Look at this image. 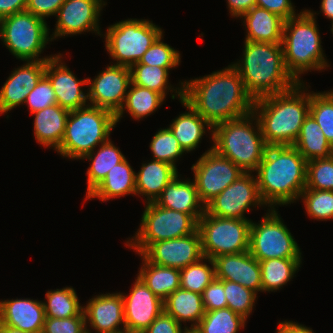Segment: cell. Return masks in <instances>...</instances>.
<instances>
[{
	"instance_id": "6",
	"label": "cell",
	"mask_w": 333,
	"mask_h": 333,
	"mask_svg": "<svg viewBox=\"0 0 333 333\" xmlns=\"http://www.w3.org/2000/svg\"><path fill=\"white\" fill-rule=\"evenodd\" d=\"M212 149L237 165L245 173L258 169L268 147L259 120L253 112L215 125Z\"/></svg>"
},
{
	"instance_id": "51",
	"label": "cell",
	"mask_w": 333,
	"mask_h": 333,
	"mask_svg": "<svg viewBox=\"0 0 333 333\" xmlns=\"http://www.w3.org/2000/svg\"><path fill=\"white\" fill-rule=\"evenodd\" d=\"M256 6L278 15L285 21L298 15L291 0H256Z\"/></svg>"
},
{
	"instance_id": "8",
	"label": "cell",
	"mask_w": 333,
	"mask_h": 333,
	"mask_svg": "<svg viewBox=\"0 0 333 333\" xmlns=\"http://www.w3.org/2000/svg\"><path fill=\"white\" fill-rule=\"evenodd\" d=\"M145 205L139 229L125 244L138 254H141L152 243L183 237L198 230V220L202 216H190L180 211L164 208L155 201Z\"/></svg>"
},
{
	"instance_id": "18",
	"label": "cell",
	"mask_w": 333,
	"mask_h": 333,
	"mask_svg": "<svg viewBox=\"0 0 333 333\" xmlns=\"http://www.w3.org/2000/svg\"><path fill=\"white\" fill-rule=\"evenodd\" d=\"M121 295L128 333H143L164 311L163 300L156 296L138 276L129 294L121 293Z\"/></svg>"
},
{
	"instance_id": "39",
	"label": "cell",
	"mask_w": 333,
	"mask_h": 333,
	"mask_svg": "<svg viewBox=\"0 0 333 333\" xmlns=\"http://www.w3.org/2000/svg\"><path fill=\"white\" fill-rule=\"evenodd\" d=\"M215 278L213 259L202 257L199 261L180 270V288L202 294Z\"/></svg>"
},
{
	"instance_id": "34",
	"label": "cell",
	"mask_w": 333,
	"mask_h": 333,
	"mask_svg": "<svg viewBox=\"0 0 333 333\" xmlns=\"http://www.w3.org/2000/svg\"><path fill=\"white\" fill-rule=\"evenodd\" d=\"M164 100L165 98L160 93L131 82L127 90L124 104L115 115L116 123L121 120L125 113L124 111H128L127 113H129L133 119H136V121L143 120L144 117L146 118L156 112L163 104Z\"/></svg>"
},
{
	"instance_id": "14",
	"label": "cell",
	"mask_w": 333,
	"mask_h": 333,
	"mask_svg": "<svg viewBox=\"0 0 333 333\" xmlns=\"http://www.w3.org/2000/svg\"><path fill=\"white\" fill-rule=\"evenodd\" d=\"M244 173L205 205L207 214L222 217L248 219L244 214L251 207H262L266 204L259 193L256 175Z\"/></svg>"
},
{
	"instance_id": "16",
	"label": "cell",
	"mask_w": 333,
	"mask_h": 333,
	"mask_svg": "<svg viewBox=\"0 0 333 333\" xmlns=\"http://www.w3.org/2000/svg\"><path fill=\"white\" fill-rule=\"evenodd\" d=\"M106 4L104 0H66L55 15L57 21L51 40L89 31L102 37L99 17Z\"/></svg>"
},
{
	"instance_id": "28",
	"label": "cell",
	"mask_w": 333,
	"mask_h": 333,
	"mask_svg": "<svg viewBox=\"0 0 333 333\" xmlns=\"http://www.w3.org/2000/svg\"><path fill=\"white\" fill-rule=\"evenodd\" d=\"M181 104L188 109V112L179 114L169 125L175 138L179 141L182 149L189 153L198 148L202 137L206 131L210 130L212 135V126L183 98ZM207 129H206V128Z\"/></svg>"
},
{
	"instance_id": "45",
	"label": "cell",
	"mask_w": 333,
	"mask_h": 333,
	"mask_svg": "<svg viewBox=\"0 0 333 333\" xmlns=\"http://www.w3.org/2000/svg\"><path fill=\"white\" fill-rule=\"evenodd\" d=\"M163 33L155 40L140 59V64L159 66L171 70L180 65L181 54L163 42Z\"/></svg>"
},
{
	"instance_id": "43",
	"label": "cell",
	"mask_w": 333,
	"mask_h": 333,
	"mask_svg": "<svg viewBox=\"0 0 333 333\" xmlns=\"http://www.w3.org/2000/svg\"><path fill=\"white\" fill-rule=\"evenodd\" d=\"M227 308L247 320L255 306L257 293L239 283L224 280Z\"/></svg>"
},
{
	"instance_id": "27",
	"label": "cell",
	"mask_w": 333,
	"mask_h": 333,
	"mask_svg": "<svg viewBox=\"0 0 333 333\" xmlns=\"http://www.w3.org/2000/svg\"><path fill=\"white\" fill-rule=\"evenodd\" d=\"M151 160L142 163L135 177L136 195L145 197V203L154 202L162 194L163 189L179 174L177 168L171 164Z\"/></svg>"
},
{
	"instance_id": "10",
	"label": "cell",
	"mask_w": 333,
	"mask_h": 333,
	"mask_svg": "<svg viewBox=\"0 0 333 333\" xmlns=\"http://www.w3.org/2000/svg\"><path fill=\"white\" fill-rule=\"evenodd\" d=\"M162 33L161 27L148 19L128 18L109 25L102 36L107 53L117 61L112 64L131 67Z\"/></svg>"
},
{
	"instance_id": "2",
	"label": "cell",
	"mask_w": 333,
	"mask_h": 333,
	"mask_svg": "<svg viewBox=\"0 0 333 333\" xmlns=\"http://www.w3.org/2000/svg\"><path fill=\"white\" fill-rule=\"evenodd\" d=\"M255 173L262 201L275 209L299 201L306 186L307 161L293 145L268 146Z\"/></svg>"
},
{
	"instance_id": "58",
	"label": "cell",
	"mask_w": 333,
	"mask_h": 333,
	"mask_svg": "<svg viewBox=\"0 0 333 333\" xmlns=\"http://www.w3.org/2000/svg\"><path fill=\"white\" fill-rule=\"evenodd\" d=\"M331 25H332V28H331V33H332V35H333V22L331 23Z\"/></svg>"
},
{
	"instance_id": "17",
	"label": "cell",
	"mask_w": 333,
	"mask_h": 333,
	"mask_svg": "<svg viewBox=\"0 0 333 333\" xmlns=\"http://www.w3.org/2000/svg\"><path fill=\"white\" fill-rule=\"evenodd\" d=\"M141 255L153 264L181 270L204 257L200 232L152 243Z\"/></svg>"
},
{
	"instance_id": "53",
	"label": "cell",
	"mask_w": 333,
	"mask_h": 333,
	"mask_svg": "<svg viewBox=\"0 0 333 333\" xmlns=\"http://www.w3.org/2000/svg\"><path fill=\"white\" fill-rule=\"evenodd\" d=\"M231 17L240 18L256 6V0H226Z\"/></svg>"
},
{
	"instance_id": "19",
	"label": "cell",
	"mask_w": 333,
	"mask_h": 333,
	"mask_svg": "<svg viewBox=\"0 0 333 333\" xmlns=\"http://www.w3.org/2000/svg\"><path fill=\"white\" fill-rule=\"evenodd\" d=\"M62 59L63 55L55 54L46 60L45 67V76L53 87L57 104L69 111L88 106V91H83L82 88L88 86V79H78Z\"/></svg>"
},
{
	"instance_id": "57",
	"label": "cell",
	"mask_w": 333,
	"mask_h": 333,
	"mask_svg": "<svg viewBox=\"0 0 333 333\" xmlns=\"http://www.w3.org/2000/svg\"><path fill=\"white\" fill-rule=\"evenodd\" d=\"M184 333H197L194 329H187Z\"/></svg>"
},
{
	"instance_id": "26",
	"label": "cell",
	"mask_w": 333,
	"mask_h": 333,
	"mask_svg": "<svg viewBox=\"0 0 333 333\" xmlns=\"http://www.w3.org/2000/svg\"><path fill=\"white\" fill-rule=\"evenodd\" d=\"M241 18L246 30L245 41L282 43L283 18L258 6L244 13Z\"/></svg>"
},
{
	"instance_id": "4",
	"label": "cell",
	"mask_w": 333,
	"mask_h": 333,
	"mask_svg": "<svg viewBox=\"0 0 333 333\" xmlns=\"http://www.w3.org/2000/svg\"><path fill=\"white\" fill-rule=\"evenodd\" d=\"M242 56L231 65L254 100L288 91L298 83L285 67L282 43L245 41Z\"/></svg>"
},
{
	"instance_id": "46",
	"label": "cell",
	"mask_w": 333,
	"mask_h": 333,
	"mask_svg": "<svg viewBox=\"0 0 333 333\" xmlns=\"http://www.w3.org/2000/svg\"><path fill=\"white\" fill-rule=\"evenodd\" d=\"M30 114L57 104L56 95L49 79L44 75L26 97L25 103Z\"/></svg>"
},
{
	"instance_id": "3",
	"label": "cell",
	"mask_w": 333,
	"mask_h": 333,
	"mask_svg": "<svg viewBox=\"0 0 333 333\" xmlns=\"http://www.w3.org/2000/svg\"><path fill=\"white\" fill-rule=\"evenodd\" d=\"M309 91L301 82L288 91L254 100L253 113L259 120L263 139L268 146L295 143L310 113Z\"/></svg>"
},
{
	"instance_id": "42",
	"label": "cell",
	"mask_w": 333,
	"mask_h": 333,
	"mask_svg": "<svg viewBox=\"0 0 333 333\" xmlns=\"http://www.w3.org/2000/svg\"><path fill=\"white\" fill-rule=\"evenodd\" d=\"M300 199L310 218L317 221L333 219V191L304 189Z\"/></svg>"
},
{
	"instance_id": "9",
	"label": "cell",
	"mask_w": 333,
	"mask_h": 333,
	"mask_svg": "<svg viewBox=\"0 0 333 333\" xmlns=\"http://www.w3.org/2000/svg\"><path fill=\"white\" fill-rule=\"evenodd\" d=\"M46 20L21 11L0 20V39L10 53L19 60H49L55 55L40 57L48 42ZM40 57V58H39Z\"/></svg>"
},
{
	"instance_id": "55",
	"label": "cell",
	"mask_w": 333,
	"mask_h": 333,
	"mask_svg": "<svg viewBox=\"0 0 333 333\" xmlns=\"http://www.w3.org/2000/svg\"><path fill=\"white\" fill-rule=\"evenodd\" d=\"M333 22V0H321L320 13Z\"/></svg>"
},
{
	"instance_id": "20",
	"label": "cell",
	"mask_w": 333,
	"mask_h": 333,
	"mask_svg": "<svg viewBox=\"0 0 333 333\" xmlns=\"http://www.w3.org/2000/svg\"><path fill=\"white\" fill-rule=\"evenodd\" d=\"M87 302L83 309L87 331L90 333H92L91 329L95 330L96 333L126 331L124 301L121 292L98 294Z\"/></svg>"
},
{
	"instance_id": "7",
	"label": "cell",
	"mask_w": 333,
	"mask_h": 333,
	"mask_svg": "<svg viewBox=\"0 0 333 333\" xmlns=\"http://www.w3.org/2000/svg\"><path fill=\"white\" fill-rule=\"evenodd\" d=\"M116 125V116L109 110L91 105L71 110L64 137L56 152L72 160L82 159L108 141Z\"/></svg>"
},
{
	"instance_id": "5",
	"label": "cell",
	"mask_w": 333,
	"mask_h": 333,
	"mask_svg": "<svg viewBox=\"0 0 333 333\" xmlns=\"http://www.w3.org/2000/svg\"><path fill=\"white\" fill-rule=\"evenodd\" d=\"M316 12L302 10L297 16L285 21L282 47L284 64L293 78L301 83V74L321 71L329 67L315 18Z\"/></svg>"
},
{
	"instance_id": "32",
	"label": "cell",
	"mask_w": 333,
	"mask_h": 333,
	"mask_svg": "<svg viewBox=\"0 0 333 333\" xmlns=\"http://www.w3.org/2000/svg\"><path fill=\"white\" fill-rule=\"evenodd\" d=\"M141 268L137 276L163 301L180 288V270L148 262L141 254Z\"/></svg>"
},
{
	"instance_id": "22",
	"label": "cell",
	"mask_w": 333,
	"mask_h": 333,
	"mask_svg": "<svg viewBox=\"0 0 333 333\" xmlns=\"http://www.w3.org/2000/svg\"><path fill=\"white\" fill-rule=\"evenodd\" d=\"M213 262L216 279L239 283L257 294L262 292L260 264L249 251L217 256Z\"/></svg>"
},
{
	"instance_id": "47",
	"label": "cell",
	"mask_w": 333,
	"mask_h": 333,
	"mask_svg": "<svg viewBox=\"0 0 333 333\" xmlns=\"http://www.w3.org/2000/svg\"><path fill=\"white\" fill-rule=\"evenodd\" d=\"M86 331L84 311L69 318H46L42 333H84Z\"/></svg>"
},
{
	"instance_id": "33",
	"label": "cell",
	"mask_w": 333,
	"mask_h": 333,
	"mask_svg": "<svg viewBox=\"0 0 333 333\" xmlns=\"http://www.w3.org/2000/svg\"><path fill=\"white\" fill-rule=\"evenodd\" d=\"M293 146L310 161L317 158H328L333 155V146L327 141L316 120L309 113Z\"/></svg>"
},
{
	"instance_id": "41",
	"label": "cell",
	"mask_w": 333,
	"mask_h": 333,
	"mask_svg": "<svg viewBox=\"0 0 333 333\" xmlns=\"http://www.w3.org/2000/svg\"><path fill=\"white\" fill-rule=\"evenodd\" d=\"M310 114L333 146V90L310 92Z\"/></svg>"
},
{
	"instance_id": "49",
	"label": "cell",
	"mask_w": 333,
	"mask_h": 333,
	"mask_svg": "<svg viewBox=\"0 0 333 333\" xmlns=\"http://www.w3.org/2000/svg\"><path fill=\"white\" fill-rule=\"evenodd\" d=\"M187 329V325L182 327L173 317L163 311L143 333H184Z\"/></svg>"
},
{
	"instance_id": "29",
	"label": "cell",
	"mask_w": 333,
	"mask_h": 333,
	"mask_svg": "<svg viewBox=\"0 0 333 333\" xmlns=\"http://www.w3.org/2000/svg\"><path fill=\"white\" fill-rule=\"evenodd\" d=\"M135 177L136 172L125 158L108 171L106 177L86 196L85 200L97 198L102 202H107L126 195L136 196Z\"/></svg>"
},
{
	"instance_id": "25",
	"label": "cell",
	"mask_w": 333,
	"mask_h": 333,
	"mask_svg": "<svg viewBox=\"0 0 333 333\" xmlns=\"http://www.w3.org/2000/svg\"><path fill=\"white\" fill-rule=\"evenodd\" d=\"M70 111L58 104L32 113L34 115V139L45 148L55 151L60 147Z\"/></svg>"
},
{
	"instance_id": "37",
	"label": "cell",
	"mask_w": 333,
	"mask_h": 333,
	"mask_svg": "<svg viewBox=\"0 0 333 333\" xmlns=\"http://www.w3.org/2000/svg\"><path fill=\"white\" fill-rule=\"evenodd\" d=\"M47 301H43L46 318H69L83 312L84 306L73 287L49 290L45 294Z\"/></svg>"
},
{
	"instance_id": "23",
	"label": "cell",
	"mask_w": 333,
	"mask_h": 333,
	"mask_svg": "<svg viewBox=\"0 0 333 333\" xmlns=\"http://www.w3.org/2000/svg\"><path fill=\"white\" fill-rule=\"evenodd\" d=\"M46 319L43 301L16 298L0 300V323L27 332L42 333Z\"/></svg>"
},
{
	"instance_id": "56",
	"label": "cell",
	"mask_w": 333,
	"mask_h": 333,
	"mask_svg": "<svg viewBox=\"0 0 333 333\" xmlns=\"http://www.w3.org/2000/svg\"><path fill=\"white\" fill-rule=\"evenodd\" d=\"M0 333H27L0 323Z\"/></svg>"
},
{
	"instance_id": "52",
	"label": "cell",
	"mask_w": 333,
	"mask_h": 333,
	"mask_svg": "<svg viewBox=\"0 0 333 333\" xmlns=\"http://www.w3.org/2000/svg\"><path fill=\"white\" fill-rule=\"evenodd\" d=\"M28 0H0V20L15 13L25 11Z\"/></svg>"
},
{
	"instance_id": "13",
	"label": "cell",
	"mask_w": 333,
	"mask_h": 333,
	"mask_svg": "<svg viewBox=\"0 0 333 333\" xmlns=\"http://www.w3.org/2000/svg\"><path fill=\"white\" fill-rule=\"evenodd\" d=\"M191 170L199 199L204 205L245 173L212 146L192 165Z\"/></svg>"
},
{
	"instance_id": "36",
	"label": "cell",
	"mask_w": 333,
	"mask_h": 333,
	"mask_svg": "<svg viewBox=\"0 0 333 333\" xmlns=\"http://www.w3.org/2000/svg\"><path fill=\"white\" fill-rule=\"evenodd\" d=\"M262 292H277L295 277L302 258H272L259 261ZM298 270V271H297Z\"/></svg>"
},
{
	"instance_id": "12",
	"label": "cell",
	"mask_w": 333,
	"mask_h": 333,
	"mask_svg": "<svg viewBox=\"0 0 333 333\" xmlns=\"http://www.w3.org/2000/svg\"><path fill=\"white\" fill-rule=\"evenodd\" d=\"M262 220L251 221L249 252L258 261L272 258H302L294 236L283 223L277 209L268 208Z\"/></svg>"
},
{
	"instance_id": "11",
	"label": "cell",
	"mask_w": 333,
	"mask_h": 333,
	"mask_svg": "<svg viewBox=\"0 0 333 333\" xmlns=\"http://www.w3.org/2000/svg\"><path fill=\"white\" fill-rule=\"evenodd\" d=\"M251 221L222 218L204 212L198 220L203 256L213 259L248 251Z\"/></svg>"
},
{
	"instance_id": "35",
	"label": "cell",
	"mask_w": 333,
	"mask_h": 333,
	"mask_svg": "<svg viewBox=\"0 0 333 333\" xmlns=\"http://www.w3.org/2000/svg\"><path fill=\"white\" fill-rule=\"evenodd\" d=\"M130 72L131 82L133 84L160 93L165 99L169 91L171 92V98L173 100L176 96V98H179V101L183 98V84L174 89V87L168 83L170 71L167 68L148 66L138 62L130 67Z\"/></svg>"
},
{
	"instance_id": "15",
	"label": "cell",
	"mask_w": 333,
	"mask_h": 333,
	"mask_svg": "<svg viewBox=\"0 0 333 333\" xmlns=\"http://www.w3.org/2000/svg\"><path fill=\"white\" fill-rule=\"evenodd\" d=\"M87 79L89 105L109 110L116 115L124 104L131 83L130 67L107 65L94 79Z\"/></svg>"
},
{
	"instance_id": "38",
	"label": "cell",
	"mask_w": 333,
	"mask_h": 333,
	"mask_svg": "<svg viewBox=\"0 0 333 333\" xmlns=\"http://www.w3.org/2000/svg\"><path fill=\"white\" fill-rule=\"evenodd\" d=\"M246 321L230 308L217 309L206 311L194 330L197 333H238Z\"/></svg>"
},
{
	"instance_id": "54",
	"label": "cell",
	"mask_w": 333,
	"mask_h": 333,
	"mask_svg": "<svg viewBox=\"0 0 333 333\" xmlns=\"http://www.w3.org/2000/svg\"><path fill=\"white\" fill-rule=\"evenodd\" d=\"M276 329V333H315L310 327L290 320L281 321Z\"/></svg>"
},
{
	"instance_id": "21",
	"label": "cell",
	"mask_w": 333,
	"mask_h": 333,
	"mask_svg": "<svg viewBox=\"0 0 333 333\" xmlns=\"http://www.w3.org/2000/svg\"><path fill=\"white\" fill-rule=\"evenodd\" d=\"M14 68L0 90V115L23 105L26 97L45 75L46 60H26Z\"/></svg>"
},
{
	"instance_id": "50",
	"label": "cell",
	"mask_w": 333,
	"mask_h": 333,
	"mask_svg": "<svg viewBox=\"0 0 333 333\" xmlns=\"http://www.w3.org/2000/svg\"><path fill=\"white\" fill-rule=\"evenodd\" d=\"M66 0H28L26 11L34 16L46 19L55 16Z\"/></svg>"
},
{
	"instance_id": "24",
	"label": "cell",
	"mask_w": 333,
	"mask_h": 333,
	"mask_svg": "<svg viewBox=\"0 0 333 333\" xmlns=\"http://www.w3.org/2000/svg\"><path fill=\"white\" fill-rule=\"evenodd\" d=\"M155 202L161 207L190 216H202L205 212V205L199 199L193 179H180L179 174L163 189Z\"/></svg>"
},
{
	"instance_id": "40",
	"label": "cell",
	"mask_w": 333,
	"mask_h": 333,
	"mask_svg": "<svg viewBox=\"0 0 333 333\" xmlns=\"http://www.w3.org/2000/svg\"><path fill=\"white\" fill-rule=\"evenodd\" d=\"M154 160L165 162L176 167V162L186 152L182 149L179 141L175 138L172 131L166 127L160 128L149 145Z\"/></svg>"
},
{
	"instance_id": "30",
	"label": "cell",
	"mask_w": 333,
	"mask_h": 333,
	"mask_svg": "<svg viewBox=\"0 0 333 333\" xmlns=\"http://www.w3.org/2000/svg\"><path fill=\"white\" fill-rule=\"evenodd\" d=\"M164 312L173 317L179 324L191 322L188 329H194L205 314L202 295L176 289L164 301Z\"/></svg>"
},
{
	"instance_id": "44",
	"label": "cell",
	"mask_w": 333,
	"mask_h": 333,
	"mask_svg": "<svg viewBox=\"0 0 333 333\" xmlns=\"http://www.w3.org/2000/svg\"><path fill=\"white\" fill-rule=\"evenodd\" d=\"M305 189L333 191V155L307 161Z\"/></svg>"
},
{
	"instance_id": "31",
	"label": "cell",
	"mask_w": 333,
	"mask_h": 333,
	"mask_svg": "<svg viewBox=\"0 0 333 333\" xmlns=\"http://www.w3.org/2000/svg\"><path fill=\"white\" fill-rule=\"evenodd\" d=\"M98 150V151H97ZM95 149L85 155L82 159L90 160L91 164L87 168V189L86 196H88L106 177L108 171L112 170L115 165L122 162L126 157L116 147L111 139L99 145V149Z\"/></svg>"
},
{
	"instance_id": "1",
	"label": "cell",
	"mask_w": 333,
	"mask_h": 333,
	"mask_svg": "<svg viewBox=\"0 0 333 333\" xmlns=\"http://www.w3.org/2000/svg\"><path fill=\"white\" fill-rule=\"evenodd\" d=\"M179 84H183V99L212 128L253 112L254 99L247 93L239 72L231 64L204 77Z\"/></svg>"
},
{
	"instance_id": "48",
	"label": "cell",
	"mask_w": 333,
	"mask_h": 333,
	"mask_svg": "<svg viewBox=\"0 0 333 333\" xmlns=\"http://www.w3.org/2000/svg\"><path fill=\"white\" fill-rule=\"evenodd\" d=\"M205 311L227 308L224 280L214 279L202 292Z\"/></svg>"
}]
</instances>
